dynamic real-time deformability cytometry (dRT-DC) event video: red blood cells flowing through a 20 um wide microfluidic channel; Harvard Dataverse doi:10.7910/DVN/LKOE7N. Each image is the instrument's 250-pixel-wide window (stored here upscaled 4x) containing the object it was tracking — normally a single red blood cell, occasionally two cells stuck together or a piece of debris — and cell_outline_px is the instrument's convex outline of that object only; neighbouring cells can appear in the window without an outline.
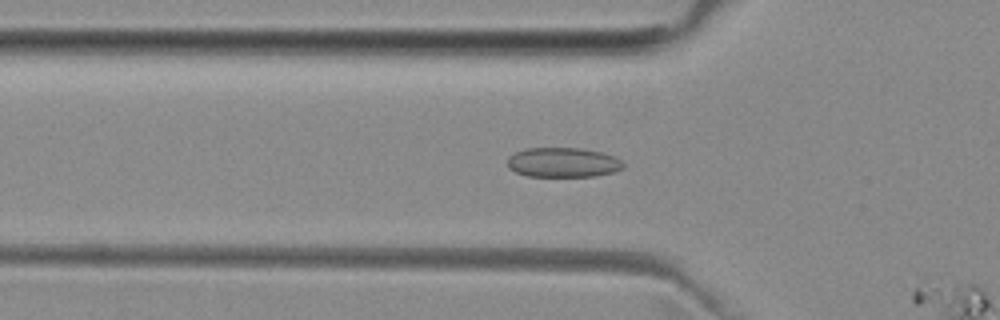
{"species": "common noctule bat (a hibernating species)", "species_latin": "Nyctalus noctula", "temperature_condition": "room temperature", "stored_images_in_passage": 18, "camera_frame_rate_fps": 3000, "um_per_image_px": 0.085, "animal": {"sex": "female", "body_mass_g": 29.2, "forearm_length_mm": 56.3}, "frame": {"image": 1, "passage_image": 16, "time_ms": 5.0, "image_size_px": [1000, 320], "cell_outline_px": [[624, 168], [616, 172], [596, 176], [528, 176], [516, 172], [508, 168], [508, 156], [524, 148], [580, 148], [600, 152], [612, 156], [620, 160], [624, 164]], "centroid_in_image_um": [47.85, 13.81], "position_along_channel_um": 77.9, "area_um2": 20.06}}